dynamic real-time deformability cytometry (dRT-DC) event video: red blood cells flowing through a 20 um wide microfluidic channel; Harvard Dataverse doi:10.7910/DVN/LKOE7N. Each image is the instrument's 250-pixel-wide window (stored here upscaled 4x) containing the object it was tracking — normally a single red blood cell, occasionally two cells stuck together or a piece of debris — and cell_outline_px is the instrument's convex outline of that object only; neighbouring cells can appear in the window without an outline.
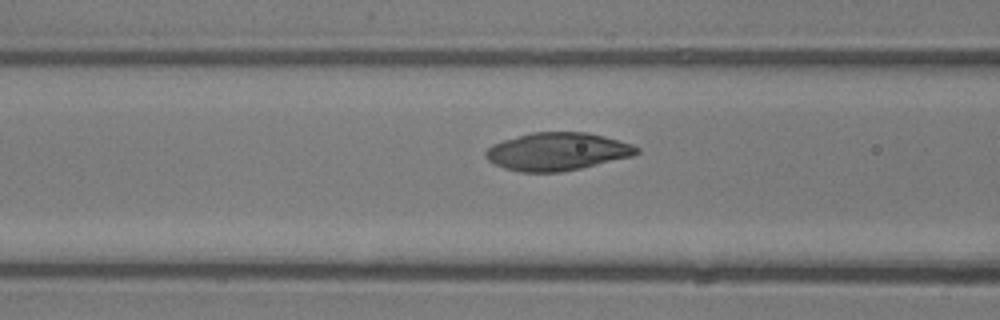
{"species": "common noctule bat (a hibernating species)", "species_latin": "Nyctalus noctula", "temperature_condition": "room temperature", "stored_images_in_passage": 13, "camera_frame_rate_fps": 3000, "um_per_image_px": 0.085, "animal": {"sex": "male", "body_mass_g": 13.3}, "frame": {"image": 1, "passage_image": 8, "time_ms": 2.333, "image_size_px": [1000, 320], "cell_outline_px": [[640, 152], [632, 156], [580, 168], [560, 172], [520, 172], [504, 168], [488, 160], [484, 156], [484, 152], [492, 144], [504, 140], [532, 132], [588, 132], [604, 136], [632, 144], [640, 148]], "centroid_in_image_um": [47.36, 12.88], "position_along_channel_um": 119.2, "area_um2": 33.18}}
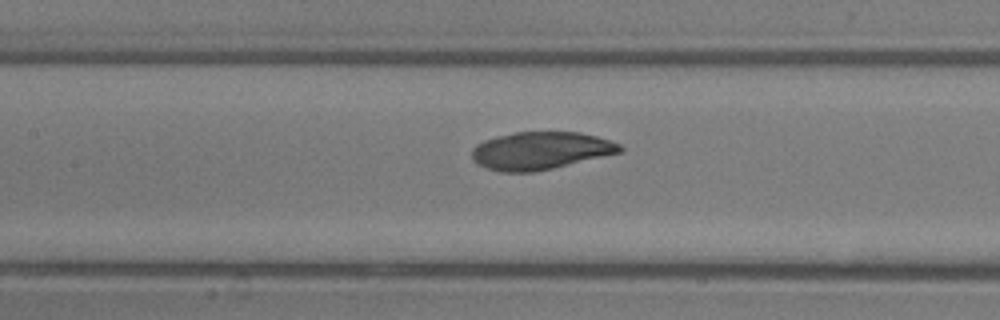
{"frame": {"image": 2, "passage_image": 11, "time_ms": 3.333, "image_size_px": [1000, 320], "cell_outline_px": [[624, 148], [620, 152], [552, 168], [532, 172], [500, 172], [476, 164], [472, 156], [472, 148], [476, 144], [484, 140], [496, 136], [516, 132], [580, 132], [596, 136], [620, 144]], "centroid_in_image_um": [45.9, 12.8], "position_along_channel_um": 161.5, "area_um2": 32.25}}